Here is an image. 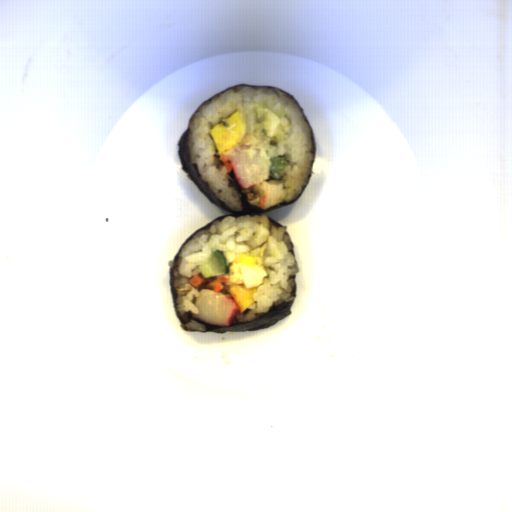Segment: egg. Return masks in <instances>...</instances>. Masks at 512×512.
Returning <instances> with one entry per match:
<instances>
[{
  "instance_id": "egg-1",
  "label": "egg",
  "mask_w": 512,
  "mask_h": 512,
  "mask_svg": "<svg viewBox=\"0 0 512 512\" xmlns=\"http://www.w3.org/2000/svg\"><path fill=\"white\" fill-rule=\"evenodd\" d=\"M258 258L249 252H241L226 266L228 281L223 282L226 295H230L239 307L241 314L254 303L253 294H256L259 285L264 283L268 272L264 266L258 263Z\"/></svg>"
},
{
  "instance_id": "egg-2",
  "label": "egg",
  "mask_w": 512,
  "mask_h": 512,
  "mask_svg": "<svg viewBox=\"0 0 512 512\" xmlns=\"http://www.w3.org/2000/svg\"><path fill=\"white\" fill-rule=\"evenodd\" d=\"M209 135L215 143L216 153H227L241 144L245 136L244 115L235 109L226 118L212 126Z\"/></svg>"
}]
</instances>
